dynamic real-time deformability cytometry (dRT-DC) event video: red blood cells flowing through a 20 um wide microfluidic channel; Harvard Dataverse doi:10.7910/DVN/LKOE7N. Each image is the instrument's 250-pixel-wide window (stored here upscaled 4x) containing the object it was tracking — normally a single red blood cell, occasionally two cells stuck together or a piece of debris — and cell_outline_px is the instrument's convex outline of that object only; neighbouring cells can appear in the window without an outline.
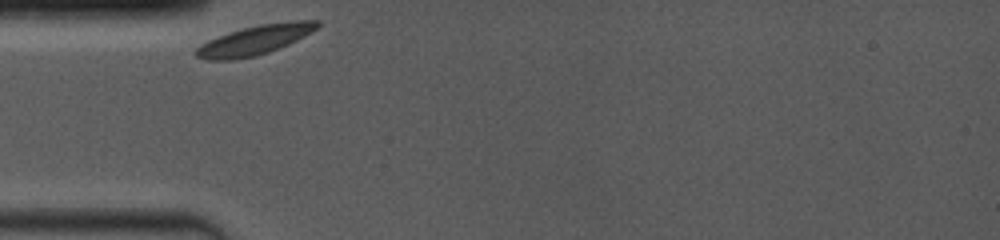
{"species": "common noctule bat (a hibernating species)", "species_latin": "Nyctalus noctula", "temperature_condition": "room temperature", "stored_images_in_passage": 36, "camera_frame_rate_fps": 4000, "um_per_image_px": 0.085, "animal": {"sex": "female", "body_mass_g": 19.0, "forearm_length_mm": 53.3}, "frame": {"image": 1, "passage_image": 1, "time_ms": 0.0, "image_size_px": [1000, 240], "cell_outline_px": [[320, 24], [316, 28], [304, 36], [288, 44], [268, 52], [252, 56], [232, 60], [208, 60], [196, 56], [192, 52], [200, 44], [208, 40], [244, 28], [260, 24], [296, 20], [320, 20]], "centroid_in_image_um": [21.64, 3.4], "position_along_channel_um": 63.4, "area_um2": 20.46}}
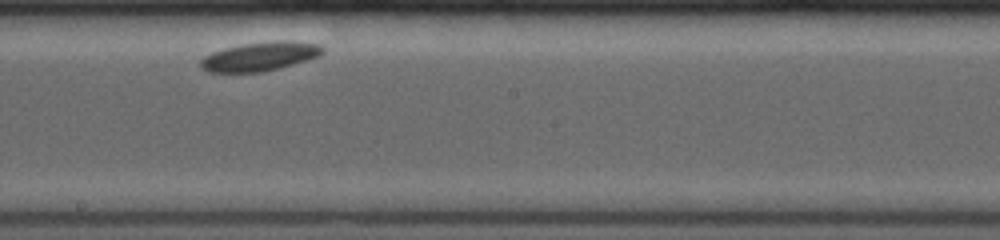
{"frame": {"image": 2, "passage_image": 20, "time_ms": 4.75, "image_size_px": [1000, 240], "cell_outline_px": [[324, 52], [320, 56], [280, 68], [264, 72], [208, 72], [200, 68], [200, 60], [204, 56], [212, 52], [224, 48], [240, 44], [276, 40], [288, 40], [320, 44], [324, 48]], "centroid_in_image_um": [22.1, 4.79], "position_along_channel_um": 226.1, "area_um2": 20.87}}
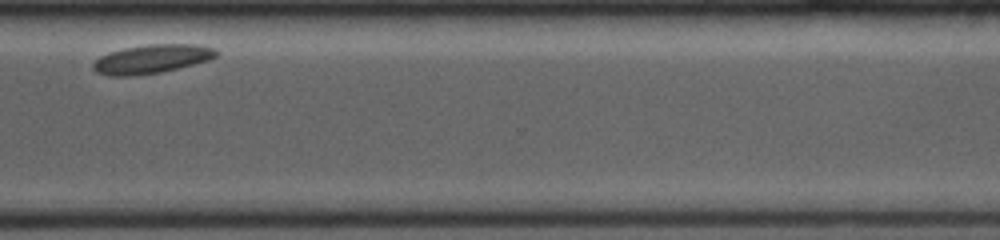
{"frame": {"image": 3, "passage_image": 35, "time_ms": 8.5, "image_size_px": [1000, 240], "cell_outline_px": [[220, 52], [216, 56], [208, 60], [160, 72], [132, 76], [108, 76], [96, 72], [92, 68], [92, 64], [100, 56], [108, 52], [124, 48], [148, 44], [196, 44], [216, 48]], "centroid_in_image_um": [12.88, 5.01], "position_along_channel_um": 357.7, "area_um2": 20.69}}